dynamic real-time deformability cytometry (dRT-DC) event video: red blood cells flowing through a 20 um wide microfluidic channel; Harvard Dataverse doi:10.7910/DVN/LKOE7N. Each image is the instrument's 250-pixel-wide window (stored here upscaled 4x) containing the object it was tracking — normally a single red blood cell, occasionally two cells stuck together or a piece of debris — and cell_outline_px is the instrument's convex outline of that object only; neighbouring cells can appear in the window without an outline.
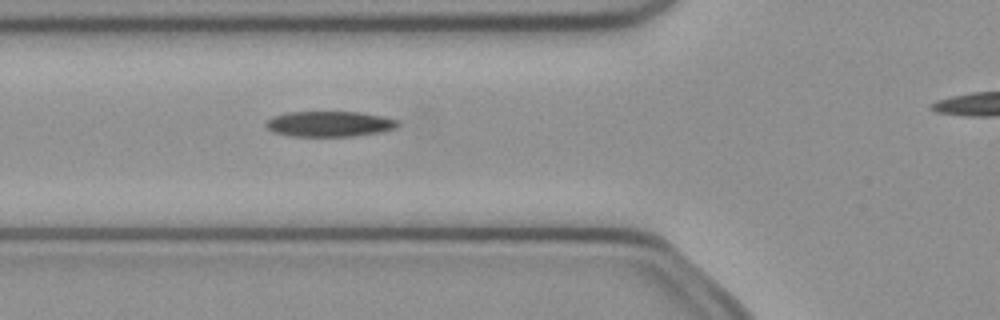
{"species": "common noctule bat (a hibernating species)", "species_latin": "Nyctalus noctula", "temperature_condition": "cold", "stored_images_in_passage": 29, "camera_frame_rate_fps": 3000, "um_per_image_px": 0.085, "animal": {"sex": "female", "body_mass_g": 21.9}, "frame": {"image": 1, "passage_image": 4, "time_ms": 1.0, "image_size_px": [1000, 320], "cell_outline_px": [[400, 124], [396, 128], [380, 132], [352, 136], [288, 136], [272, 132], [264, 124], [272, 116], [288, 112], [360, 112], [400, 120]], "centroid_in_image_um": [27.99, 10.53], "position_along_channel_um": 97.8, "area_um2": 19.65}}
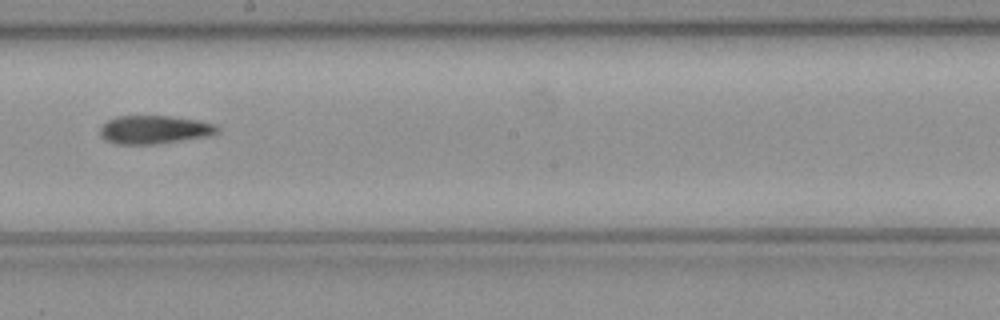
{"frame": {"image": 2, "passage_image": 14, "time_ms": 4.333, "image_size_px": [1000, 320], "cell_outline_px": [[220, 128], [216, 132], [208, 136], [160, 144], [116, 144], [104, 140], [100, 136], [100, 128], [108, 120], [116, 116], [168, 116], [200, 120], [216, 124]], "centroid_in_image_um": [13.12, 11.02], "position_along_channel_um": 235.1, "area_um2": 19.54}}
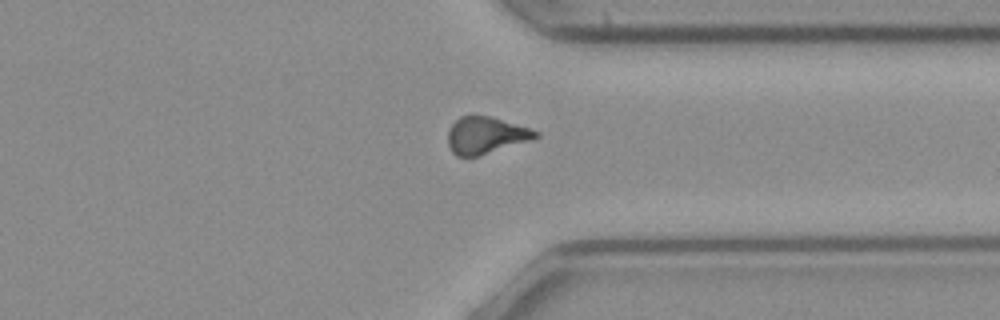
{"frame": {"image": 3, "passage_image": 24, "time_ms": 7.667, "image_size_px": [1000, 320], "cell_outline_px": [[540, 136], [532, 140], [480, 156], [456, 156], [452, 152], [448, 144], [448, 128], [460, 116], [472, 112], [492, 116], [532, 128], [540, 132]], "centroid_in_image_um": [41.31, 11.46], "position_along_channel_um": 370.1, "area_um2": 19.65}}